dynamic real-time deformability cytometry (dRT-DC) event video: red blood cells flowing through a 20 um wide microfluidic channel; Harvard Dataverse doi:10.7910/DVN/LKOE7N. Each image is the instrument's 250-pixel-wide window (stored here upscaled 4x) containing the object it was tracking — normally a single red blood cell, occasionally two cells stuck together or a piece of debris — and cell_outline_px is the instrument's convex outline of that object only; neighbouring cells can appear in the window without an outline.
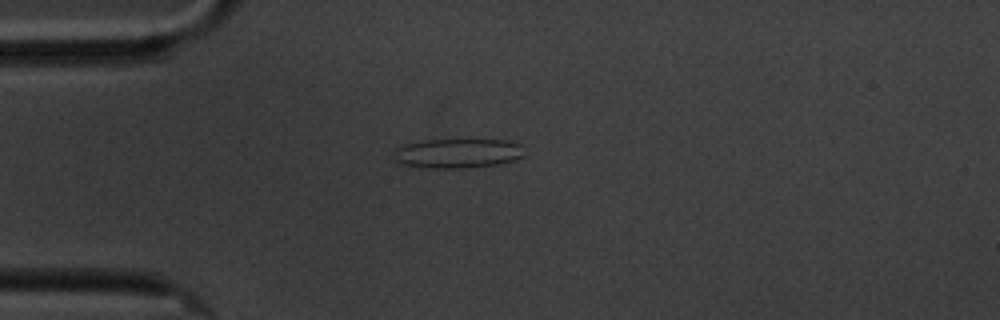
{"species": "common noctule bat (a hibernating species)", "species_latin": "Nyctalus noctula", "temperature_condition": "cold", "stored_images_in_passage": 12, "camera_frame_rate_fps": 3000, "um_per_image_px": 0.085, "animal": {"sex": "male", "body_mass_g": 20.1, "forearm_length_mm": 53.5}, "frame": {"image": 1, "passage_image": 1, "time_ms": 0.0, "image_size_px": [1000, 320], "cell_outline_px": [[528, 156], [500, 164], [464, 168], [432, 168], [404, 164], [396, 160], [396, 148], [404, 144], [424, 140], [508, 140], [520, 144]], "centroid_in_image_um": [39.01, 13.03], "position_along_channel_um": 46.0, "area_um2": 22.43}}
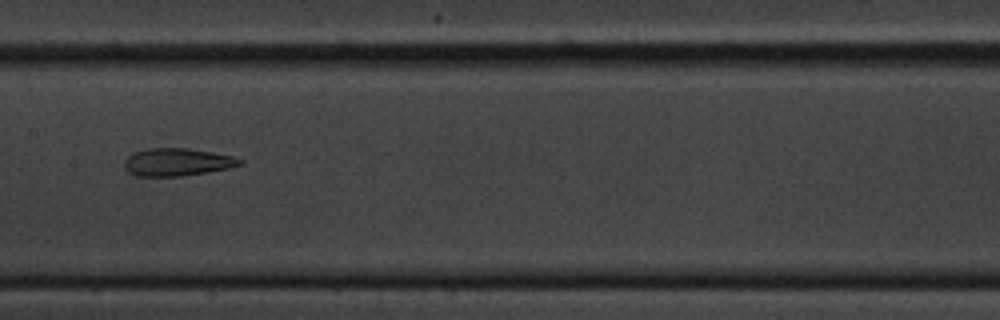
{"frame": {"image": 2, "passage_image": 5, "time_ms": 4.667, "image_size_px": [1000, 320], "cell_outline_px": [[244, 164], [228, 168], [208, 172], [180, 176], [136, 176], [128, 172], [124, 168], [124, 160], [132, 152], [148, 148], [188, 148], [212, 152], [232, 156], [244, 160]], "centroid_in_image_um": [15.04, 13.77], "position_along_channel_um": 192.4, "area_um2": 18.79}}
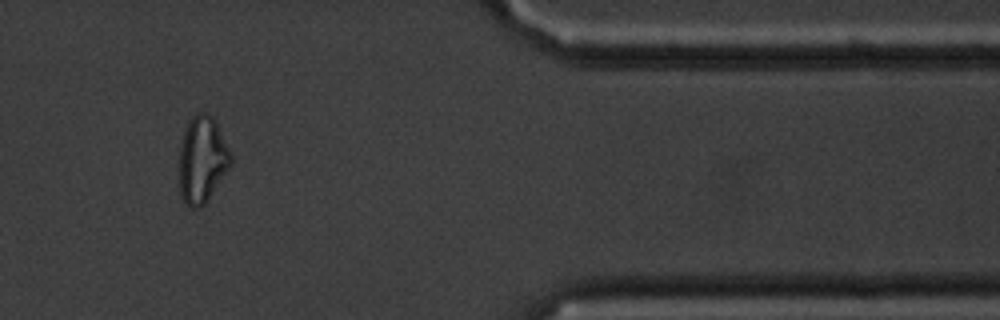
{"frame": {"image": 3, "passage_image": 10, "time_ms": 11.333, "image_size_px": [1000, 320], "cell_outline_px": [[232, 164], [204, 204], [200, 208], [188, 208], [184, 204], [180, 196], [180, 148], [184, 132], [188, 120], [196, 112], [208, 112], [216, 120], [232, 156]], "centroid_in_image_um": [17.18, 13.56], "position_along_channel_um": 394.2, "area_um2": 26.18}, "authors_computed_cell_mechanics": {"area_um2": 18.9006, "velocity_mm_per_s": 3.4634, "shape_relaxation_time_tau1_ms": null, "shape_relaxation_time_tau2_ms": 2.7676, "deformation_change_tau1": null, "deformation_change_tau2": 0.1151}}